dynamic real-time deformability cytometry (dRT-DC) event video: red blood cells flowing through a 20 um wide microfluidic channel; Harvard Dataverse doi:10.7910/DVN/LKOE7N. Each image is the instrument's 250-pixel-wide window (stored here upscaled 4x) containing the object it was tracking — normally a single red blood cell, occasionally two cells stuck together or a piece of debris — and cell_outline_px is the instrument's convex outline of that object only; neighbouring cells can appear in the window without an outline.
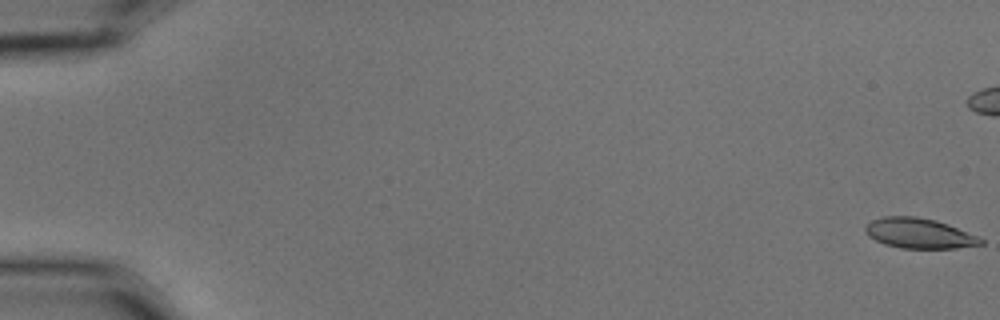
{"species": "common noctule bat (a hibernating species)", "species_latin": "Nyctalus noctula", "temperature_condition": "cold", "stored_images_in_passage": 6, "camera_frame_rate_fps": 3000, "um_per_image_px": 0.085, "animal": {"sex": "male", "body_mass_g": 15.6}, "frame": {"image": 1, "passage_image": 1, "time_ms": 0.0, "image_size_px": [1000, 320], "cell_outline_px": [[984, 244], [956, 248], [900, 248], [884, 244], [868, 236], [864, 228], [872, 220], [884, 216], [916, 216], [936, 220], [948, 224], [976, 236], [984, 240]], "centroid_in_image_um": [78.11, 19.83], "position_along_channel_um": 6.9, "area_um2": 20.17}}
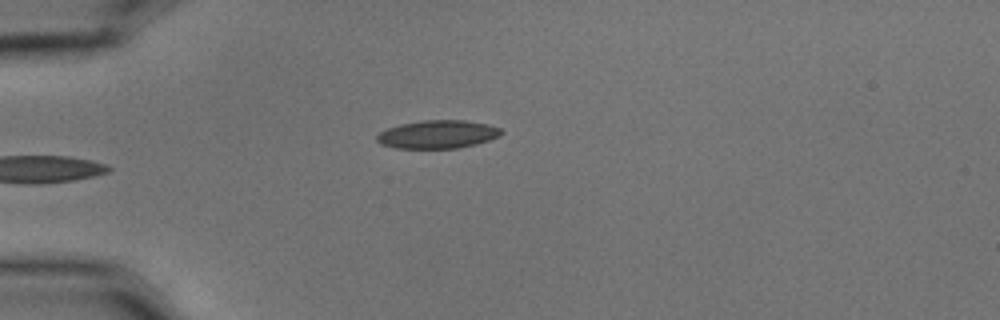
{"frame": {"image": 2, "passage_image": 6, "time_ms": 1.667, "image_size_px": [1000, 320], "cell_outline_px": [[504, 132], [500, 136], [476, 144], [460, 148], [396, 148], [380, 144], [376, 140], [376, 136], [380, 132], [388, 128], [400, 124], [420, 120], [464, 120], [488, 124], [500, 128]], "centroid_in_image_um": [37.21, 11.41], "position_along_channel_um": 47.8, "area_um2": 20.52}}